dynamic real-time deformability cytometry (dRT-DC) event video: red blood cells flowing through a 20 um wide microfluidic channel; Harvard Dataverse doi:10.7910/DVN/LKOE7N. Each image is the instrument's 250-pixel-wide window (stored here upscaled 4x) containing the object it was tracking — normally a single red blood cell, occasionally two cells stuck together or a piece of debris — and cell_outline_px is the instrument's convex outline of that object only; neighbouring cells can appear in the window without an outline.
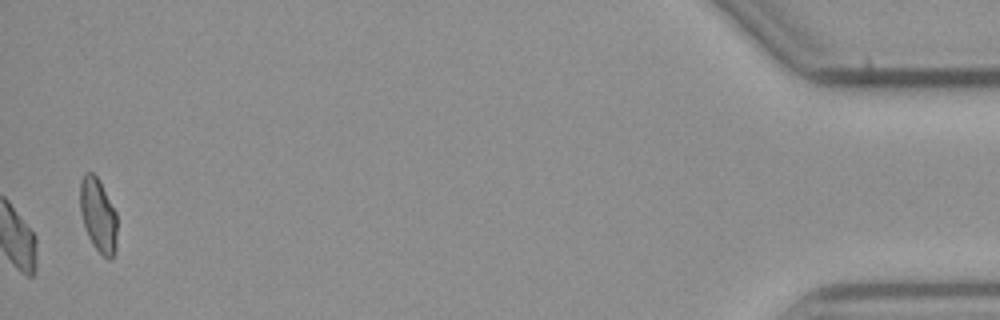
{"species": "common noctule bat (a hibernating species)", "species_latin": "Nyctalus noctula", "temperature_condition": "cold", "stored_images_in_passage": 44, "camera_frame_rate_fps": 3000, "um_per_image_px": 0.085, "animal": {"sex": "male", "body_mass_g": 23.1, "forearm_length_mm": 52.7}, "frame": {"image": 1, "passage_image": 44, "time_ms": 14.333, "image_size_px": [1000, 320], "cell_outline_px": [[116, 248], [112, 256], [108, 260], [92, 244], [88, 236], [80, 212], [80, 180], [84, 172], [92, 172], [100, 180], [116, 212]], "centroid_in_image_um": [8.33, 18.25], "position_along_channel_um": 426.9, "area_um2": 15.9}, "authors_computed_cell_mechanics": {"area_um2": 16.7909, "velocity_mm_per_s": 3.7743, "shape_relaxation_time_tau1_ms": 3.9721, "shape_relaxation_time_tau2_ms": null, "deformation_change_tau1": 0.1358, "deformation_change_tau2": null}}